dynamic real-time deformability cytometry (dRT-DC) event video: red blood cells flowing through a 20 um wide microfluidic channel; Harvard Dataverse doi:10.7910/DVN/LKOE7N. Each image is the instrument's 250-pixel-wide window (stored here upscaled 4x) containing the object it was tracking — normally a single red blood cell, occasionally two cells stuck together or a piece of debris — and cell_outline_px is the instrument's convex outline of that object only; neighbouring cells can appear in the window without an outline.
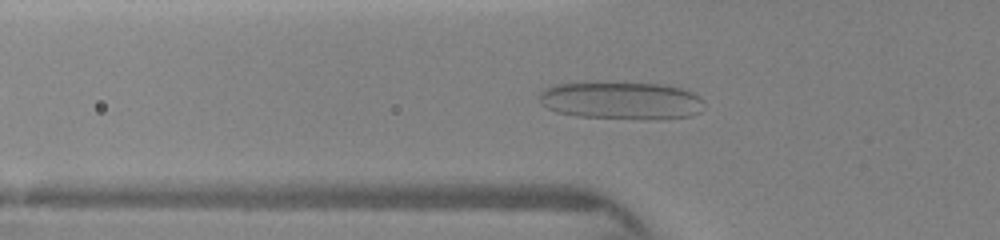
{"species": "human", "species_latin": "Homo sapiens", "temperature_condition": "warm", "stored_images_in_passage": 34, "camera_frame_rate_fps": 3000, "um_per_image_px": 0.085, "donor": {"sex": "female"}, "frame": {"image": 1, "passage_image": 14, "time_ms": 4.667, "image_size_px": [1000, 240], "cell_outline_px": [[704, 108], [700, 112], [692, 116], [656, 120], [576, 116], [556, 112], [540, 104], [540, 92], [544, 88], [556, 84], [596, 80], [664, 84], [680, 88], [692, 92], [700, 96], [704, 100]], "centroid_in_image_um": [52.82, 8.52], "position_along_channel_um": 73.0, "area_um2": 37.57}}
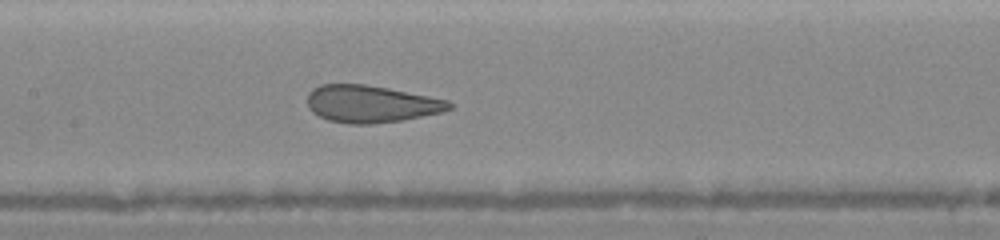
{"frame": {"image": 2, "passage_image": 21, "time_ms": 7.0, "image_size_px": [1000, 240], "cell_outline_px": [[452, 108], [440, 112], [404, 120], [372, 124], [348, 124], [328, 120], [312, 112], [308, 108], [308, 92], [312, 88], [320, 84], [364, 84], [388, 88], [448, 100], [452, 104]], "centroid_in_image_um": [31.5, 8.83], "position_along_channel_um": 175.9, "area_um2": 30.75}}
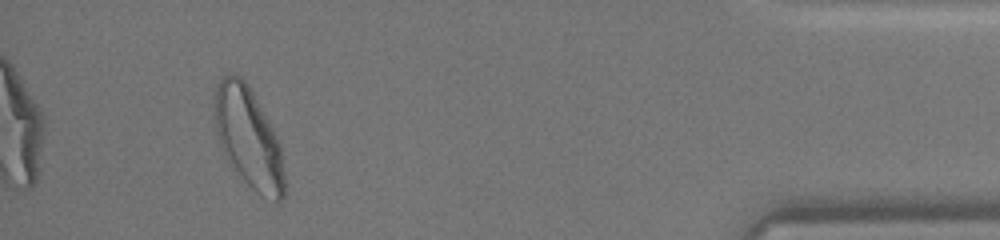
{"frame": {"image": 3, "passage_image": 32, "time_ms": 13.667, "image_size_px": [1000, 240], "cell_outline_px": [[284, 200], [280, 204], [276, 204], [260, 196], [228, 164], [224, 156], [216, 132], [212, 108], [212, 104], [216, 88], [220, 76], [232, 72], [240, 76], [248, 84], [272, 128], [280, 144], [284, 176]], "centroid_in_image_um": [21.09, 11.72], "position_along_channel_um": 414.1, "area_um2": 41.56}}